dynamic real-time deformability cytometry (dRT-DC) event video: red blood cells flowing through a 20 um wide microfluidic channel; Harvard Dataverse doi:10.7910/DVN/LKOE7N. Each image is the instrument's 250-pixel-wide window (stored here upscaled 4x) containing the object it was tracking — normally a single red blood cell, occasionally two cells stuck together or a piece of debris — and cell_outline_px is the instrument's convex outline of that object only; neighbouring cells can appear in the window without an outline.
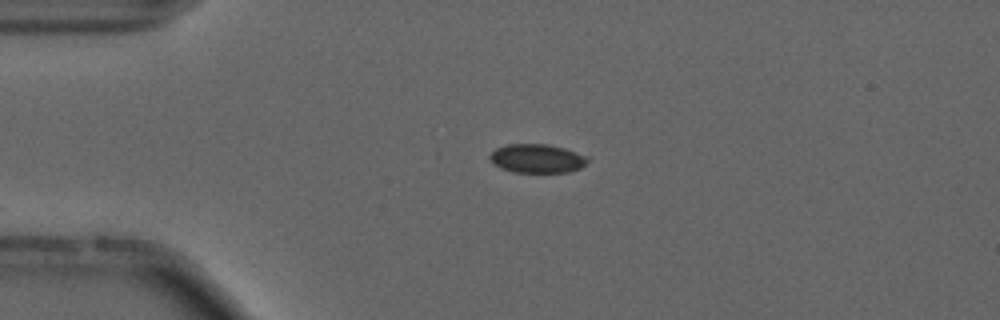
{"species": "common noctule bat (a hibernating species)", "species_latin": "Nyctalus noctula", "temperature_condition": "cold", "stored_images_in_passage": 5, "camera_frame_rate_fps": 3000, "um_per_image_px": 0.085, "animal": {"sex": "male", "forearm_length_mm": 52.5}, "frame": {"image": 1, "passage_image": 1, "time_ms": 0.0, "image_size_px": [1000, 320], "cell_outline_px": [[592, 156], [580, 168], [568, 172], [512, 172], [500, 168], [492, 164], [488, 156], [496, 148], [508, 144], [548, 144], [564, 148]], "centroid_in_image_um": [45.65, 13.47], "position_along_channel_um": 39.3, "area_um2": 16.65}}